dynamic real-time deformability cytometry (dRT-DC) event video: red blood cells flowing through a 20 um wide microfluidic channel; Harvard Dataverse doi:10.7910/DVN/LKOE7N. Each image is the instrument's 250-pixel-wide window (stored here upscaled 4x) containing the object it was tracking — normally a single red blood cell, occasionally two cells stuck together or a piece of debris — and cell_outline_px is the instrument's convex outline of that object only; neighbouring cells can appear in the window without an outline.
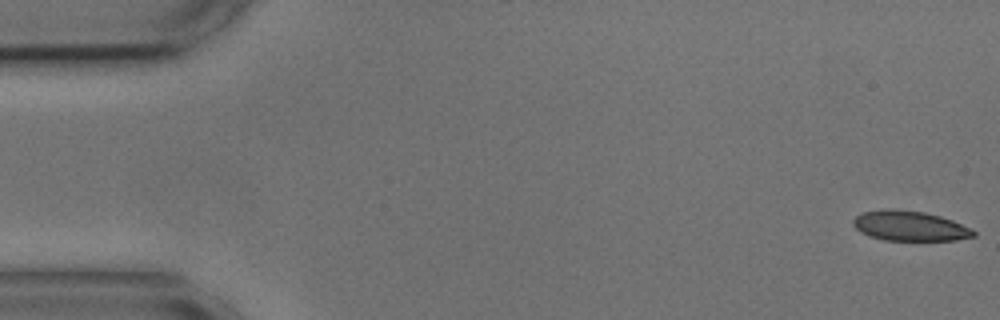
{"species": "common noctule bat (a hibernating species)", "species_latin": "Nyctalus noctula", "temperature_condition": "cold", "stored_images_in_passage": 55, "camera_frame_rate_fps": 3000, "um_per_image_px": 0.085, "animal": {"sex": "male", "body_mass_g": 17.9, "forearm_length_mm": 54.2}, "frame": {"image": 1, "passage_image": 1, "time_ms": 0.0, "image_size_px": [1000, 320], "cell_outline_px": [[976, 236], [956, 240], [884, 240], [868, 236], [860, 232], [852, 224], [852, 220], [856, 216], [864, 212], [884, 208], [892, 208], [924, 212], [940, 216], [952, 220], [972, 228], [976, 232]], "centroid_in_image_um": [77.32, 19.2], "position_along_channel_um": 7.7, "area_um2": 21.21}}
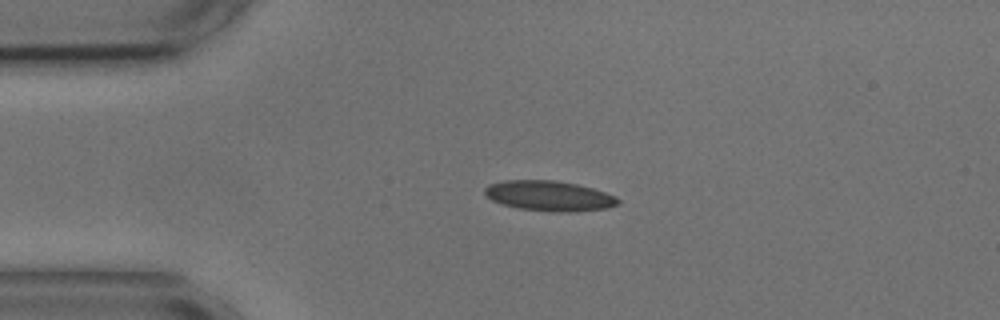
{"frame": {"image": 2, "passage_image": 12, "time_ms": 3.667, "image_size_px": [1000, 320], "cell_outline_px": [[620, 204], [604, 208], [568, 212], [560, 212], [520, 208], [504, 204], [492, 200], [484, 192], [484, 188], [488, 184], [504, 180], [556, 180], [576, 184], [592, 188], [616, 196], [620, 200]], "centroid_in_image_um": [46.68, 16.63], "position_along_channel_um": 38.3, "area_um2": 23.18}}
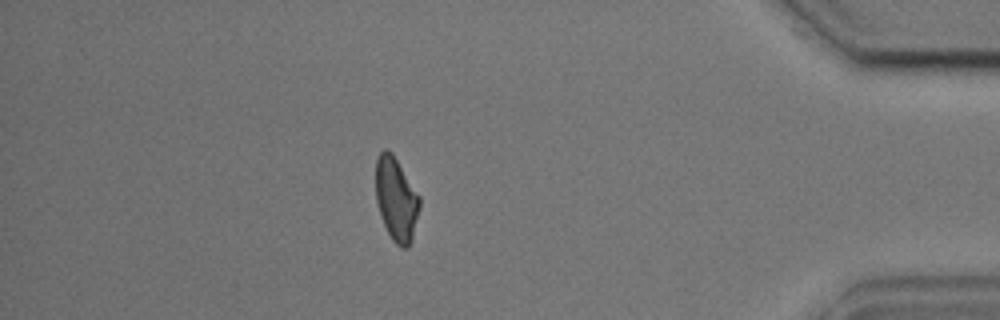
{"frame": {"image": 3, "passage_image": 48, "time_ms": 15.667, "image_size_px": [1000, 320], "cell_outline_px": [[420, 204], [412, 240], [408, 248], [400, 248], [392, 240], [380, 216], [376, 200], [376, 160], [380, 152], [384, 148], [392, 152], [420, 196]], "centroid_in_image_um": [33.67, 16.94], "position_along_channel_um": 401.5, "area_um2": 21.39}, "authors_computed_cell_mechanics": {"area_um2": 22.0796, "velocity_mm_per_s": 3.5978, "shape_relaxation_time_tau1_ms": 6.1397, "shape_relaxation_time_tau2_ms": 1.8679, "deformation_change_tau1": 0.1514, "deformation_change_tau2": 0.0795}}